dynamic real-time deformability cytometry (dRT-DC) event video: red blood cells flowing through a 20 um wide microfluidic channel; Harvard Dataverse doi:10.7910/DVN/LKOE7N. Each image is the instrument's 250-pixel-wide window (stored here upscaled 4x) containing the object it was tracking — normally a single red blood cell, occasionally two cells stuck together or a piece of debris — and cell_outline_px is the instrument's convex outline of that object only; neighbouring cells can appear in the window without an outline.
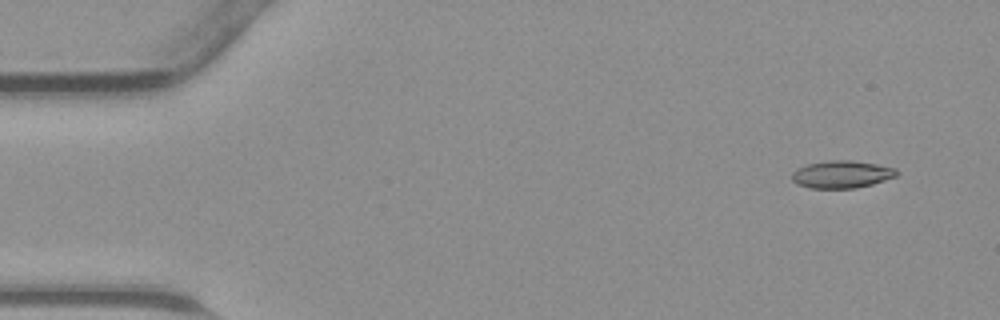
{"species": "common noctule bat (a hibernating species)", "species_latin": "Nyctalus noctula", "temperature_condition": "warm", "stored_images_in_passage": 43, "camera_frame_rate_fps": 3000, "um_per_image_px": 0.085, "animal": {"sex": "male", "body_mass_g": 23.1, "forearm_length_mm": 52.7}, "frame": {"image": 1, "passage_image": 1, "time_ms": 0.0, "image_size_px": [1000, 320], "cell_outline_px": [[900, 172], [896, 176], [872, 184], [856, 188], [808, 188], [796, 184], [792, 180], [792, 172], [796, 168], [808, 164], [828, 160], [852, 160], [876, 164], [896, 168]], "centroid_in_image_um": [71.53, 14.82], "position_along_channel_um": 13.5, "area_um2": 16.88}}
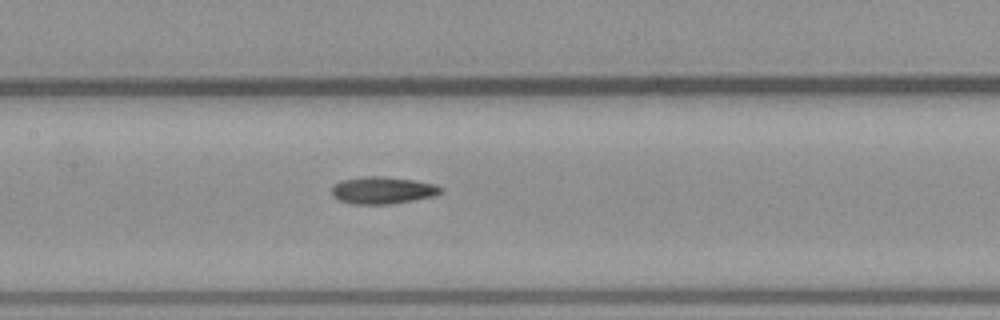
{"frame": {"image": 2, "passage_image": 19, "time_ms": 6.0, "image_size_px": [1000, 320], "cell_outline_px": [[444, 192], [436, 196], [392, 204], [352, 204], [340, 200], [332, 196], [332, 188], [340, 180], [364, 176], [384, 176], [416, 180], [436, 184], [444, 188]], "centroid_in_image_um": [32.59, 16.17], "position_along_channel_um": 174.8, "area_um2": 17.57}}
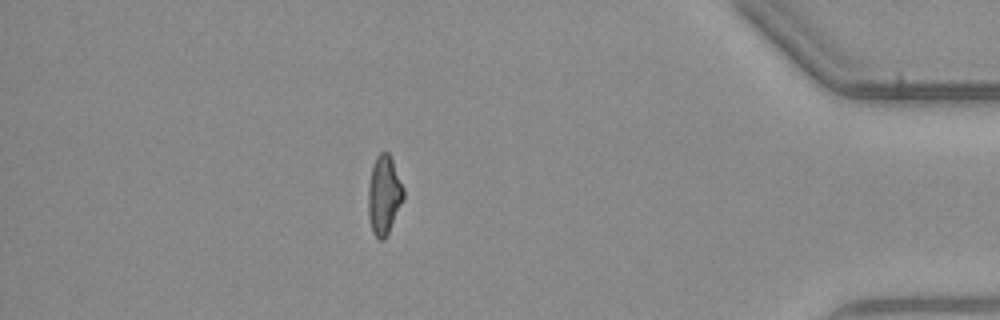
{"frame": {"image": 3, "passage_image": 37, "time_ms": 12.0, "image_size_px": [1000, 320], "cell_outline_px": [[404, 200], [384, 240], [380, 240], [372, 232], [368, 216], [368, 188], [372, 164], [376, 156], [380, 152], [388, 152], [392, 160], [404, 188]], "centroid_in_image_um": [32.63, 16.57], "position_along_channel_um": 402.6, "area_um2": 16.3}}